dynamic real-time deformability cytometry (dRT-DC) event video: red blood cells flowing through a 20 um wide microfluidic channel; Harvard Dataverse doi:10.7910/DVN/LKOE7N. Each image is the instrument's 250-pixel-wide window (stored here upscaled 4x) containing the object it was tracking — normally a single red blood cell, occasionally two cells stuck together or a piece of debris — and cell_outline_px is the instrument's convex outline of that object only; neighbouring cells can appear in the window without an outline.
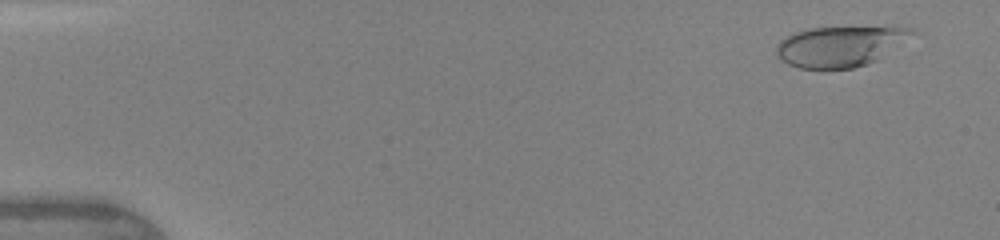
{"species": "human", "species_latin": "Homo sapiens", "temperature_condition": "warm", "stored_images_in_passage": 46, "camera_frame_rate_fps": 3000, "um_per_image_px": 0.085, "donor": {"sex": "female"}, "frame": {"image": 1, "passage_image": 3, "time_ms": 0.667, "image_size_px": [1000, 240], "cell_outline_px": [[916, 32], [876, 60], [868, 64], [852, 68], [800, 68], [788, 64], [780, 60], [776, 52], [776, 44], [780, 40], [796, 32], [808, 28], [896, 24], [912, 28]], "centroid_in_image_um": [71.45, 3.87], "position_along_channel_um": 13.6, "area_um2": 32.6}}
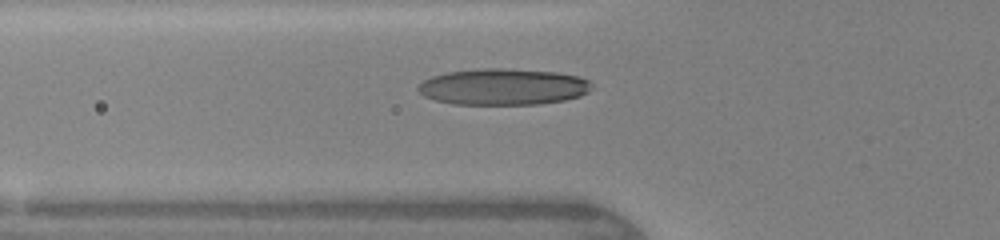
{"frame": {"image": 2, "passage_image": 17, "time_ms": 5.333, "image_size_px": [1000, 240], "cell_outline_px": [[592, 88], [588, 92], [580, 96], [564, 100], [540, 104], [452, 104], [436, 100], [424, 96], [416, 88], [424, 80], [432, 76], [448, 72], [484, 68], [504, 68], [556, 72], [580, 76], [588, 80], [592, 84]], "centroid_in_image_um": [42.79, 7.37], "position_along_channel_um": 83.0, "area_um2": 36.82}}
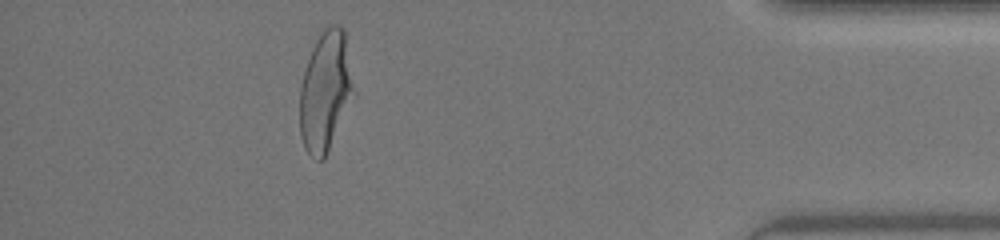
{"frame": {"image": 3, "passage_image": 42, "time_ms": 13.667, "image_size_px": [1000, 240], "cell_outline_px": [[356, 96], [324, 160], [316, 160], [304, 148], [300, 136], [300, 88], [304, 72], [312, 48], [316, 40], [324, 28], [328, 24], [340, 24], [344, 28]], "centroid_in_image_um": [27.69, 7.78], "position_along_channel_um": 407.5, "area_um2": 38.32}, "authors_computed_cell_mechanics": {"area_um2": 34.7956, "velocity_mm_per_s": 4.3781, "shape_relaxation_time_tau1_ms": 5.0961, "shape_relaxation_time_tau2_ms": null, "deformation_change_tau1": 0.2292, "deformation_change_tau2": null}}